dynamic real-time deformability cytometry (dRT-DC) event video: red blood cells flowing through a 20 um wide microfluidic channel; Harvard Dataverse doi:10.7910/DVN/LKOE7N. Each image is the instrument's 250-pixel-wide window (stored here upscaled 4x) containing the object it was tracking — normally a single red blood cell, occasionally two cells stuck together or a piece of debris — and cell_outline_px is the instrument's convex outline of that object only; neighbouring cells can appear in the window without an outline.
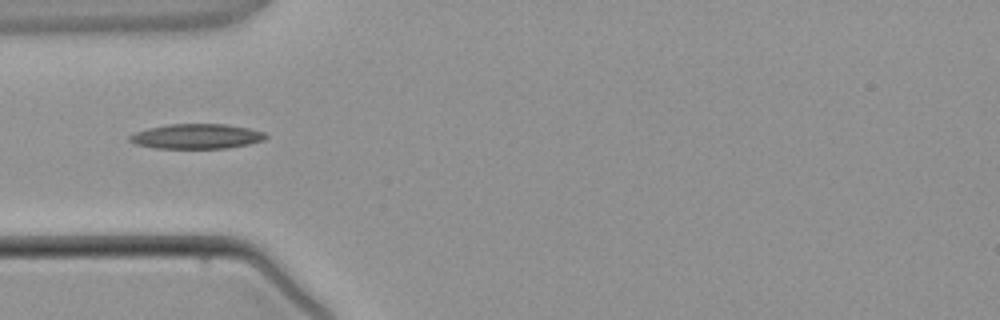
{"species": "common noctule bat (a hibernating species)", "species_latin": "Nyctalus noctula", "temperature_condition": "warm", "stored_images_in_passage": 4, "camera_frame_rate_fps": 3000, "um_per_image_px": 0.085, "animal": {"sex": "male", "body_mass_g": 21.5, "forearm_length_mm": 52.0}, "frame": {"image": 1, "passage_image": 3, "time_ms": 3.0, "image_size_px": [1000, 320], "cell_outline_px": [[268, 136], [264, 140], [248, 144], [228, 148], [156, 148], [136, 144], [128, 140], [128, 136], [136, 132], [148, 128], [168, 124], [224, 124], [248, 128], [264, 132]], "centroid_in_image_um": [16.71, 11.59], "position_along_channel_um": 68.3, "area_um2": 19.65}}
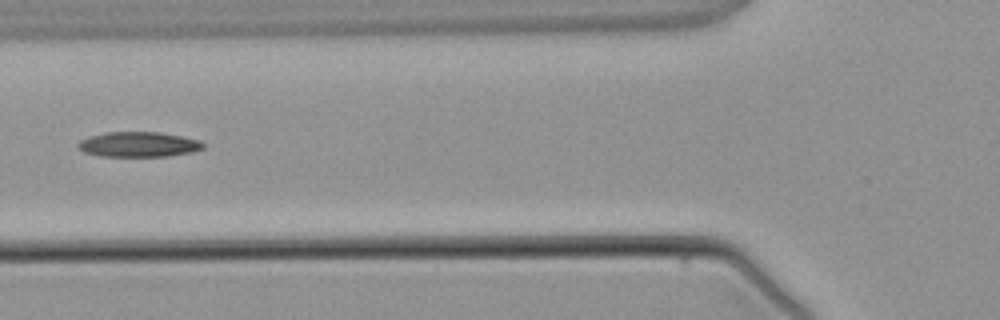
{"frame": {"image": 2, "passage_image": 4, "time_ms": 4.0, "image_size_px": [1000, 320], "cell_outline_px": [[204, 148], [192, 152], [168, 156], [100, 156], [84, 152], [76, 148], [76, 144], [80, 140], [88, 136], [108, 132], [160, 132], [200, 140], [204, 144]], "centroid_in_image_um": [11.74, 12.27], "position_along_channel_um": 114.1, "area_um2": 18.38}}